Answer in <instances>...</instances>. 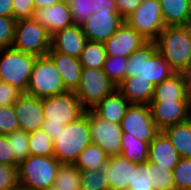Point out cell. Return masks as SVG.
Instances as JSON below:
<instances>
[{"label": "cell", "instance_id": "obj_1", "mask_svg": "<svg viewBox=\"0 0 191 190\" xmlns=\"http://www.w3.org/2000/svg\"><path fill=\"white\" fill-rule=\"evenodd\" d=\"M44 122L42 130L54 141L65 125L76 121L85 114L79 98L74 91L42 98Z\"/></svg>", "mask_w": 191, "mask_h": 190}, {"label": "cell", "instance_id": "obj_2", "mask_svg": "<svg viewBox=\"0 0 191 190\" xmlns=\"http://www.w3.org/2000/svg\"><path fill=\"white\" fill-rule=\"evenodd\" d=\"M158 52L175 73L191 62V34L188 26H166L155 40Z\"/></svg>", "mask_w": 191, "mask_h": 190}, {"label": "cell", "instance_id": "obj_3", "mask_svg": "<svg viewBox=\"0 0 191 190\" xmlns=\"http://www.w3.org/2000/svg\"><path fill=\"white\" fill-rule=\"evenodd\" d=\"M53 143V156L61 164H74L79 154L92 143L88 125V110L76 121L65 125Z\"/></svg>", "mask_w": 191, "mask_h": 190}, {"label": "cell", "instance_id": "obj_4", "mask_svg": "<svg viewBox=\"0 0 191 190\" xmlns=\"http://www.w3.org/2000/svg\"><path fill=\"white\" fill-rule=\"evenodd\" d=\"M61 163L54 156H29L18 165L19 186L44 190L54 185Z\"/></svg>", "mask_w": 191, "mask_h": 190}, {"label": "cell", "instance_id": "obj_5", "mask_svg": "<svg viewBox=\"0 0 191 190\" xmlns=\"http://www.w3.org/2000/svg\"><path fill=\"white\" fill-rule=\"evenodd\" d=\"M65 92L67 90L53 60L48 55L37 57L26 93L42 99Z\"/></svg>", "mask_w": 191, "mask_h": 190}, {"label": "cell", "instance_id": "obj_6", "mask_svg": "<svg viewBox=\"0 0 191 190\" xmlns=\"http://www.w3.org/2000/svg\"><path fill=\"white\" fill-rule=\"evenodd\" d=\"M36 58L13 47L0 50V81L26 93Z\"/></svg>", "mask_w": 191, "mask_h": 190}, {"label": "cell", "instance_id": "obj_7", "mask_svg": "<svg viewBox=\"0 0 191 190\" xmlns=\"http://www.w3.org/2000/svg\"><path fill=\"white\" fill-rule=\"evenodd\" d=\"M12 47L36 57L46 56L51 49V36L33 17L16 20Z\"/></svg>", "mask_w": 191, "mask_h": 190}, {"label": "cell", "instance_id": "obj_8", "mask_svg": "<svg viewBox=\"0 0 191 190\" xmlns=\"http://www.w3.org/2000/svg\"><path fill=\"white\" fill-rule=\"evenodd\" d=\"M115 89L116 86L109 80L103 69L83 68L79 88L75 93L87 111L94 108Z\"/></svg>", "mask_w": 191, "mask_h": 190}, {"label": "cell", "instance_id": "obj_9", "mask_svg": "<svg viewBox=\"0 0 191 190\" xmlns=\"http://www.w3.org/2000/svg\"><path fill=\"white\" fill-rule=\"evenodd\" d=\"M147 41H155L166 27L159 0H146L125 19Z\"/></svg>", "mask_w": 191, "mask_h": 190}, {"label": "cell", "instance_id": "obj_10", "mask_svg": "<svg viewBox=\"0 0 191 190\" xmlns=\"http://www.w3.org/2000/svg\"><path fill=\"white\" fill-rule=\"evenodd\" d=\"M120 127L123 133H127V137H135L148 143L160 132L147 104H130Z\"/></svg>", "mask_w": 191, "mask_h": 190}, {"label": "cell", "instance_id": "obj_11", "mask_svg": "<svg viewBox=\"0 0 191 190\" xmlns=\"http://www.w3.org/2000/svg\"><path fill=\"white\" fill-rule=\"evenodd\" d=\"M88 125L92 144L99 145L109 157L121 155L123 132L119 124L102 119L88 110Z\"/></svg>", "mask_w": 191, "mask_h": 190}, {"label": "cell", "instance_id": "obj_12", "mask_svg": "<svg viewBox=\"0 0 191 190\" xmlns=\"http://www.w3.org/2000/svg\"><path fill=\"white\" fill-rule=\"evenodd\" d=\"M124 21L117 10L98 9L81 25V29L88 41L104 43L116 33Z\"/></svg>", "mask_w": 191, "mask_h": 190}, {"label": "cell", "instance_id": "obj_13", "mask_svg": "<svg viewBox=\"0 0 191 190\" xmlns=\"http://www.w3.org/2000/svg\"><path fill=\"white\" fill-rule=\"evenodd\" d=\"M19 129L28 133L42 128L44 122L42 99L23 93L14 104Z\"/></svg>", "mask_w": 191, "mask_h": 190}, {"label": "cell", "instance_id": "obj_14", "mask_svg": "<svg viewBox=\"0 0 191 190\" xmlns=\"http://www.w3.org/2000/svg\"><path fill=\"white\" fill-rule=\"evenodd\" d=\"M33 18L52 36L56 32L74 25L66 0L34 10Z\"/></svg>", "mask_w": 191, "mask_h": 190}, {"label": "cell", "instance_id": "obj_15", "mask_svg": "<svg viewBox=\"0 0 191 190\" xmlns=\"http://www.w3.org/2000/svg\"><path fill=\"white\" fill-rule=\"evenodd\" d=\"M146 42L145 38L124 21L116 33L103 44L107 56L128 57Z\"/></svg>", "mask_w": 191, "mask_h": 190}, {"label": "cell", "instance_id": "obj_16", "mask_svg": "<svg viewBox=\"0 0 191 190\" xmlns=\"http://www.w3.org/2000/svg\"><path fill=\"white\" fill-rule=\"evenodd\" d=\"M149 106L152 118L160 131L189 120L188 101L151 102Z\"/></svg>", "mask_w": 191, "mask_h": 190}, {"label": "cell", "instance_id": "obj_17", "mask_svg": "<svg viewBox=\"0 0 191 190\" xmlns=\"http://www.w3.org/2000/svg\"><path fill=\"white\" fill-rule=\"evenodd\" d=\"M175 71L158 52L155 41H147L144 44V68L140 78L149 80L154 85L168 79Z\"/></svg>", "mask_w": 191, "mask_h": 190}, {"label": "cell", "instance_id": "obj_18", "mask_svg": "<svg viewBox=\"0 0 191 190\" xmlns=\"http://www.w3.org/2000/svg\"><path fill=\"white\" fill-rule=\"evenodd\" d=\"M87 41L81 26L74 24L51 36L50 51H57L79 59Z\"/></svg>", "mask_w": 191, "mask_h": 190}, {"label": "cell", "instance_id": "obj_19", "mask_svg": "<svg viewBox=\"0 0 191 190\" xmlns=\"http://www.w3.org/2000/svg\"><path fill=\"white\" fill-rule=\"evenodd\" d=\"M137 166L122 155L109 157L107 164L104 166L108 172L109 190H122L132 187Z\"/></svg>", "mask_w": 191, "mask_h": 190}, {"label": "cell", "instance_id": "obj_20", "mask_svg": "<svg viewBox=\"0 0 191 190\" xmlns=\"http://www.w3.org/2000/svg\"><path fill=\"white\" fill-rule=\"evenodd\" d=\"M180 156L167 135L160 131L150 142L148 162L162 166L173 171L178 165Z\"/></svg>", "mask_w": 191, "mask_h": 190}, {"label": "cell", "instance_id": "obj_21", "mask_svg": "<svg viewBox=\"0 0 191 190\" xmlns=\"http://www.w3.org/2000/svg\"><path fill=\"white\" fill-rule=\"evenodd\" d=\"M47 55L53 60L56 68L61 74V78L66 90L76 92V90L79 88L80 78L83 70L79 59L57 51H49Z\"/></svg>", "mask_w": 191, "mask_h": 190}, {"label": "cell", "instance_id": "obj_22", "mask_svg": "<svg viewBox=\"0 0 191 190\" xmlns=\"http://www.w3.org/2000/svg\"><path fill=\"white\" fill-rule=\"evenodd\" d=\"M155 85L149 80L136 75L132 78H125L116 89L128 100L130 104L151 103Z\"/></svg>", "mask_w": 191, "mask_h": 190}, {"label": "cell", "instance_id": "obj_23", "mask_svg": "<svg viewBox=\"0 0 191 190\" xmlns=\"http://www.w3.org/2000/svg\"><path fill=\"white\" fill-rule=\"evenodd\" d=\"M129 106L128 100L115 89L110 95L104 97L91 111L102 119L120 125Z\"/></svg>", "mask_w": 191, "mask_h": 190}, {"label": "cell", "instance_id": "obj_24", "mask_svg": "<svg viewBox=\"0 0 191 190\" xmlns=\"http://www.w3.org/2000/svg\"><path fill=\"white\" fill-rule=\"evenodd\" d=\"M159 1L165 26H187L190 23V0Z\"/></svg>", "mask_w": 191, "mask_h": 190}, {"label": "cell", "instance_id": "obj_25", "mask_svg": "<svg viewBox=\"0 0 191 190\" xmlns=\"http://www.w3.org/2000/svg\"><path fill=\"white\" fill-rule=\"evenodd\" d=\"M163 101H188L180 73H175L160 84L155 85L151 102Z\"/></svg>", "mask_w": 191, "mask_h": 190}, {"label": "cell", "instance_id": "obj_26", "mask_svg": "<svg viewBox=\"0 0 191 190\" xmlns=\"http://www.w3.org/2000/svg\"><path fill=\"white\" fill-rule=\"evenodd\" d=\"M163 132L170 139L180 158H191V121L169 126Z\"/></svg>", "mask_w": 191, "mask_h": 190}, {"label": "cell", "instance_id": "obj_27", "mask_svg": "<svg viewBox=\"0 0 191 190\" xmlns=\"http://www.w3.org/2000/svg\"><path fill=\"white\" fill-rule=\"evenodd\" d=\"M150 143L140 141L135 137H127V133L121 136V155L129 161L140 165L148 162Z\"/></svg>", "mask_w": 191, "mask_h": 190}, {"label": "cell", "instance_id": "obj_28", "mask_svg": "<svg viewBox=\"0 0 191 190\" xmlns=\"http://www.w3.org/2000/svg\"><path fill=\"white\" fill-rule=\"evenodd\" d=\"M109 156L99 145H88L78 156L74 165L80 170H100L108 162Z\"/></svg>", "mask_w": 191, "mask_h": 190}, {"label": "cell", "instance_id": "obj_29", "mask_svg": "<svg viewBox=\"0 0 191 190\" xmlns=\"http://www.w3.org/2000/svg\"><path fill=\"white\" fill-rule=\"evenodd\" d=\"M106 56L102 42L87 41L79 57V62L83 68L103 69Z\"/></svg>", "mask_w": 191, "mask_h": 190}, {"label": "cell", "instance_id": "obj_30", "mask_svg": "<svg viewBox=\"0 0 191 190\" xmlns=\"http://www.w3.org/2000/svg\"><path fill=\"white\" fill-rule=\"evenodd\" d=\"M54 186L60 190H81L80 170L74 164H61Z\"/></svg>", "mask_w": 191, "mask_h": 190}, {"label": "cell", "instance_id": "obj_31", "mask_svg": "<svg viewBox=\"0 0 191 190\" xmlns=\"http://www.w3.org/2000/svg\"><path fill=\"white\" fill-rule=\"evenodd\" d=\"M6 136L14 155V166H18L30 156L29 133L18 129Z\"/></svg>", "mask_w": 191, "mask_h": 190}, {"label": "cell", "instance_id": "obj_32", "mask_svg": "<svg viewBox=\"0 0 191 190\" xmlns=\"http://www.w3.org/2000/svg\"><path fill=\"white\" fill-rule=\"evenodd\" d=\"M29 149L31 156L54 155L53 140L42 129L29 133Z\"/></svg>", "mask_w": 191, "mask_h": 190}, {"label": "cell", "instance_id": "obj_33", "mask_svg": "<svg viewBox=\"0 0 191 190\" xmlns=\"http://www.w3.org/2000/svg\"><path fill=\"white\" fill-rule=\"evenodd\" d=\"M148 172L154 190H175L173 171L148 162Z\"/></svg>", "mask_w": 191, "mask_h": 190}, {"label": "cell", "instance_id": "obj_34", "mask_svg": "<svg viewBox=\"0 0 191 190\" xmlns=\"http://www.w3.org/2000/svg\"><path fill=\"white\" fill-rule=\"evenodd\" d=\"M107 169L80 171L81 190H109V178Z\"/></svg>", "mask_w": 191, "mask_h": 190}, {"label": "cell", "instance_id": "obj_35", "mask_svg": "<svg viewBox=\"0 0 191 190\" xmlns=\"http://www.w3.org/2000/svg\"><path fill=\"white\" fill-rule=\"evenodd\" d=\"M127 57L125 56H106L103 71L109 80L117 87L126 77Z\"/></svg>", "mask_w": 191, "mask_h": 190}, {"label": "cell", "instance_id": "obj_36", "mask_svg": "<svg viewBox=\"0 0 191 190\" xmlns=\"http://www.w3.org/2000/svg\"><path fill=\"white\" fill-rule=\"evenodd\" d=\"M175 190H191V158H180L173 169Z\"/></svg>", "mask_w": 191, "mask_h": 190}, {"label": "cell", "instance_id": "obj_37", "mask_svg": "<svg viewBox=\"0 0 191 190\" xmlns=\"http://www.w3.org/2000/svg\"><path fill=\"white\" fill-rule=\"evenodd\" d=\"M75 25L81 26L94 13L93 0H66Z\"/></svg>", "mask_w": 191, "mask_h": 190}, {"label": "cell", "instance_id": "obj_38", "mask_svg": "<svg viewBox=\"0 0 191 190\" xmlns=\"http://www.w3.org/2000/svg\"><path fill=\"white\" fill-rule=\"evenodd\" d=\"M19 129L14 105L0 107V135H9Z\"/></svg>", "mask_w": 191, "mask_h": 190}, {"label": "cell", "instance_id": "obj_39", "mask_svg": "<svg viewBox=\"0 0 191 190\" xmlns=\"http://www.w3.org/2000/svg\"><path fill=\"white\" fill-rule=\"evenodd\" d=\"M15 24L13 17L0 16V50L12 48Z\"/></svg>", "mask_w": 191, "mask_h": 190}, {"label": "cell", "instance_id": "obj_40", "mask_svg": "<svg viewBox=\"0 0 191 190\" xmlns=\"http://www.w3.org/2000/svg\"><path fill=\"white\" fill-rule=\"evenodd\" d=\"M144 68V44L135 52L127 57L126 61V77L132 78L136 75H143Z\"/></svg>", "mask_w": 191, "mask_h": 190}, {"label": "cell", "instance_id": "obj_41", "mask_svg": "<svg viewBox=\"0 0 191 190\" xmlns=\"http://www.w3.org/2000/svg\"><path fill=\"white\" fill-rule=\"evenodd\" d=\"M18 186V166L0 164V190H13Z\"/></svg>", "mask_w": 191, "mask_h": 190}, {"label": "cell", "instance_id": "obj_42", "mask_svg": "<svg viewBox=\"0 0 191 190\" xmlns=\"http://www.w3.org/2000/svg\"><path fill=\"white\" fill-rule=\"evenodd\" d=\"M132 190H154L150 183L148 162L140 164L136 167L134 172V178L132 181Z\"/></svg>", "mask_w": 191, "mask_h": 190}, {"label": "cell", "instance_id": "obj_43", "mask_svg": "<svg viewBox=\"0 0 191 190\" xmlns=\"http://www.w3.org/2000/svg\"><path fill=\"white\" fill-rule=\"evenodd\" d=\"M22 94L13 85L0 81V107L14 105Z\"/></svg>", "mask_w": 191, "mask_h": 190}, {"label": "cell", "instance_id": "obj_44", "mask_svg": "<svg viewBox=\"0 0 191 190\" xmlns=\"http://www.w3.org/2000/svg\"><path fill=\"white\" fill-rule=\"evenodd\" d=\"M12 5L15 20L33 17L35 10L33 0H12Z\"/></svg>", "mask_w": 191, "mask_h": 190}, {"label": "cell", "instance_id": "obj_45", "mask_svg": "<svg viewBox=\"0 0 191 190\" xmlns=\"http://www.w3.org/2000/svg\"><path fill=\"white\" fill-rule=\"evenodd\" d=\"M0 164L14 166V155L6 135H0Z\"/></svg>", "mask_w": 191, "mask_h": 190}, {"label": "cell", "instance_id": "obj_46", "mask_svg": "<svg viewBox=\"0 0 191 190\" xmlns=\"http://www.w3.org/2000/svg\"><path fill=\"white\" fill-rule=\"evenodd\" d=\"M117 13L125 20L141 4V0H115Z\"/></svg>", "mask_w": 191, "mask_h": 190}, {"label": "cell", "instance_id": "obj_47", "mask_svg": "<svg viewBox=\"0 0 191 190\" xmlns=\"http://www.w3.org/2000/svg\"><path fill=\"white\" fill-rule=\"evenodd\" d=\"M92 4L94 5L93 11L97 12L100 10H117L115 0H93Z\"/></svg>", "mask_w": 191, "mask_h": 190}, {"label": "cell", "instance_id": "obj_48", "mask_svg": "<svg viewBox=\"0 0 191 190\" xmlns=\"http://www.w3.org/2000/svg\"><path fill=\"white\" fill-rule=\"evenodd\" d=\"M186 93L191 92V62L180 72Z\"/></svg>", "mask_w": 191, "mask_h": 190}, {"label": "cell", "instance_id": "obj_49", "mask_svg": "<svg viewBox=\"0 0 191 190\" xmlns=\"http://www.w3.org/2000/svg\"><path fill=\"white\" fill-rule=\"evenodd\" d=\"M0 16L13 17L12 0H0Z\"/></svg>", "mask_w": 191, "mask_h": 190}, {"label": "cell", "instance_id": "obj_50", "mask_svg": "<svg viewBox=\"0 0 191 190\" xmlns=\"http://www.w3.org/2000/svg\"><path fill=\"white\" fill-rule=\"evenodd\" d=\"M63 0H33L35 9L43 8V7H50L53 4L59 3Z\"/></svg>", "mask_w": 191, "mask_h": 190}, {"label": "cell", "instance_id": "obj_51", "mask_svg": "<svg viewBox=\"0 0 191 190\" xmlns=\"http://www.w3.org/2000/svg\"><path fill=\"white\" fill-rule=\"evenodd\" d=\"M187 100H188V115H189V120L191 121V92L187 94Z\"/></svg>", "mask_w": 191, "mask_h": 190}, {"label": "cell", "instance_id": "obj_52", "mask_svg": "<svg viewBox=\"0 0 191 190\" xmlns=\"http://www.w3.org/2000/svg\"><path fill=\"white\" fill-rule=\"evenodd\" d=\"M44 190H60V189L56 188V187L53 185V186H50L49 188L44 189Z\"/></svg>", "mask_w": 191, "mask_h": 190}, {"label": "cell", "instance_id": "obj_53", "mask_svg": "<svg viewBox=\"0 0 191 190\" xmlns=\"http://www.w3.org/2000/svg\"><path fill=\"white\" fill-rule=\"evenodd\" d=\"M13 190H30V189H26L24 187L18 186L17 188L13 189Z\"/></svg>", "mask_w": 191, "mask_h": 190}, {"label": "cell", "instance_id": "obj_54", "mask_svg": "<svg viewBox=\"0 0 191 190\" xmlns=\"http://www.w3.org/2000/svg\"><path fill=\"white\" fill-rule=\"evenodd\" d=\"M187 26L189 27L190 34H191V22Z\"/></svg>", "mask_w": 191, "mask_h": 190}, {"label": "cell", "instance_id": "obj_55", "mask_svg": "<svg viewBox=\"0 0 191 190\" xmlns=\"http://www.w3.org/2000/svg\"><path fill=\"white\" fill-rule=\"evenodd\" d=\"M122 190H132L131 188H125V189H122Z\"/></svg>", "mask_w": 191, "mask_h": 190}]
</instances>
